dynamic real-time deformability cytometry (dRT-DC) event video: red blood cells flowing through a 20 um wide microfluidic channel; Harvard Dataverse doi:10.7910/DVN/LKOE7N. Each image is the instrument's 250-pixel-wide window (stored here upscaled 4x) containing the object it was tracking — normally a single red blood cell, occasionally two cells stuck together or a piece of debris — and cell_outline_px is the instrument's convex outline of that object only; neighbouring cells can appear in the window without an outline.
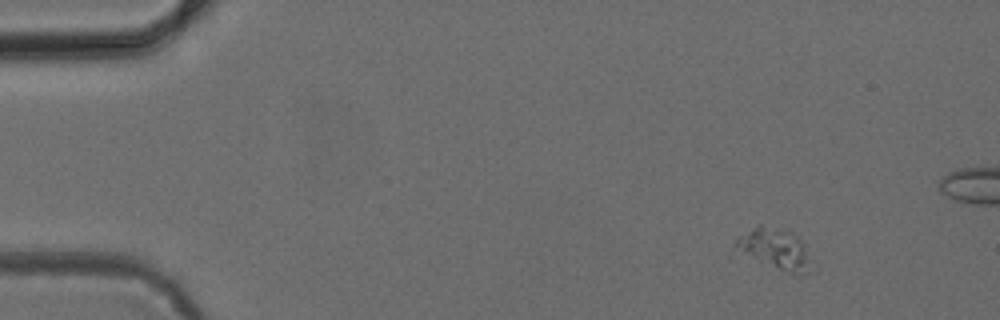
{"species": "common noctule bat (a hibernating species)", "species_latin": "Nyctalus noctula", "temperature_condition": "cold", "stored_images_in_passage": 4, "camera_frame_rate_fps": 3000, "um_per_image_px": 0.085, "animal": {"sex": "female", "body_mass_g": 24.6, "forearm_length_mm": 56.2}, "frame": {"image": 1, "passage_image": 1, "time_ms": 0.0, "image_size_px": [1000, 320], "cell_outline_px": [[808, 272], [788, 272], [732, 248], [736, 240], [740, 236], [756, 224], [760, 224], [792, 232], [804, 244]], "centroid_in_image_um": [65.77, 21.06], "position_along_channel_um": 19.2, "area_um2": 16.7}}